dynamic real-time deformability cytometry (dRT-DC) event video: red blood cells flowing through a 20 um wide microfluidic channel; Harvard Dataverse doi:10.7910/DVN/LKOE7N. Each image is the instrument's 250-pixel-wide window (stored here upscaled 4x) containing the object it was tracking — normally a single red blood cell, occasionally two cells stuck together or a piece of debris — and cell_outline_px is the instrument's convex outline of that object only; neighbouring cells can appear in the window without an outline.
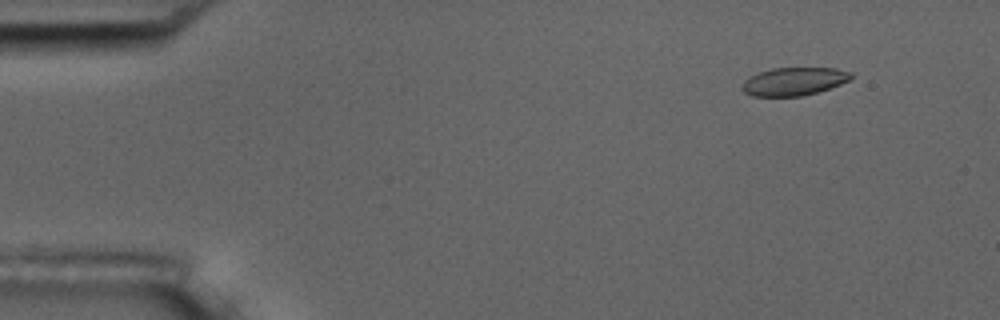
{"species": "common noctule bat (a hibernating species)", "species_latin": "Nyctalus noctula", "temperature_condition": "room temperature", "stored_images_in_passage": 4, "camera_frame_rate_fps": 3000, "um_per_image_px": 0.085, "animal": {"sex": "male", "body_mass_g": 17.5, "forearm_length_mm": 52.3}, "frame": {"image": 1, "passage_image": 1, "time_ms": 0.0, "image_size_px": [1000, 320], "cell_outline_px": [[852, 76], [848, 80], [840, 84], [816, 92], [800, 96], [752, 96], [744, 92], [740, 88], [744, 80], [748, 76], [756, 72], [772, 68], [836, 68], [852, 72]], "centroid_in_image_um": [67.42, 6.91], "position_along_channel_um": 17.6, "area_um2": 17.86}}
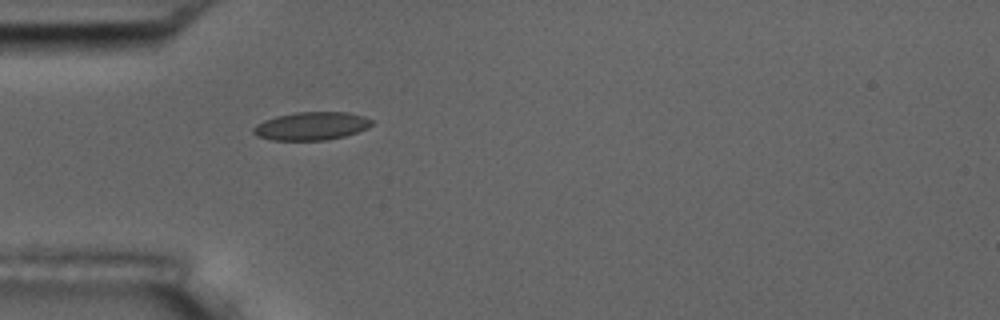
{"frame": {"image": 2, "passage_image": 4, "time_ms": 3.667, "image_size_px": [1000, 320], "cell_outline_px": [[372, 124], [368, 128], [344, 136], [328, 140], [272, 140], [256, 136], [252, 132], [252, 128], [256, 124], [264, 120], [276, 116], [296, 112], [348, 112], [364, 116], [372, 120]], "centroid_in_image_um": [26.44, 10.71], "position_along_channel_um": 58.6, "area_um2": 19.48}}